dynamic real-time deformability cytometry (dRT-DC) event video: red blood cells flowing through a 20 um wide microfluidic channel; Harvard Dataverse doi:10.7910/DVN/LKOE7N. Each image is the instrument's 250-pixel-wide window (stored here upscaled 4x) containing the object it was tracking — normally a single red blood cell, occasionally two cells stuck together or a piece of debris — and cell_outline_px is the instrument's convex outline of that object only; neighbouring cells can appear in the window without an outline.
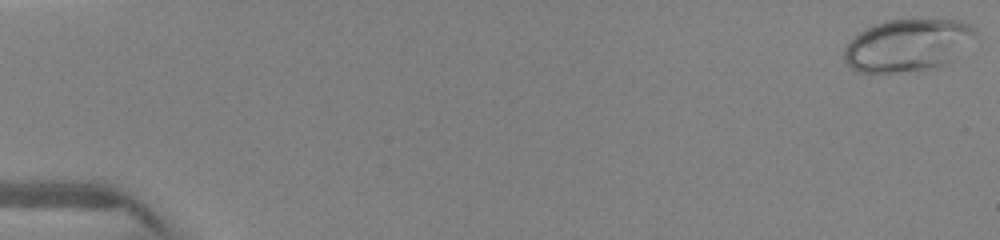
{"species": "human", "species_latin": "Homo sapiens", "temperature_condition": "warm", "stored_images_in_passage": 52, "camera_frame_rate_fps": 3000, "um_per_image_px": 0.085, "donor": {"sex": "female"}, "frame": {"image": 1, "passage_image": 1, "time_ms": 0.0, "image_size_px": [1000, 240], "cell_outline_px": [[976, 36], [956, 60], [944, 64], [928, 68], [892, 72], [856, 72], [844, 60], [844, 48], [848, 40], [860, 32], [876, 24], [888, 20], [964, 20], [976, 28]], "centroid_in_image_um": [77.18, 3.83], "position_along_channel_um": 7.8, "area_um2": 40.0}}
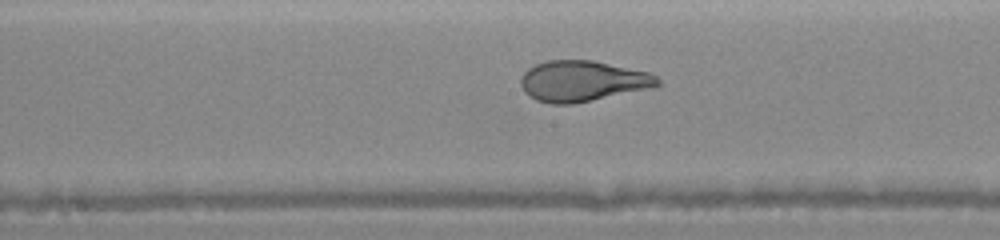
{"frame": {"image": 2, "passage_image": 21, "time_ms": 8.0, "image_size_px": [1000, 240], "cell_outline_px": [[660, 84], [656, 88], [572, 104], [552, 104], [536, 100], [528, 96], [524, 92], [520, 84], [520, 80], [524, 72], [528, 68], [536, 64], [548, 60], [592, 60], [648, 72], [656, 76], [660, 80]], "centroid_in_image_um": [49.53, 6.9], "position_along_channel_um": 198.7, "area_um2": 32.77}}
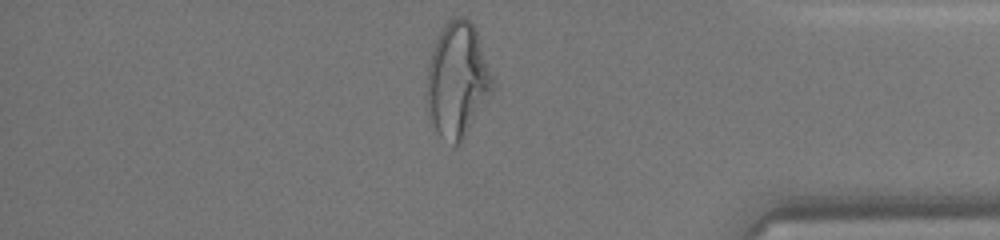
{"frame": {"image": 3, "passage_image": 42, "time_ms": 13.0, "image_size_px": [1000, 240], "cell_outline_px": [[492, 88], [464, 140], [456, 148], [440, 136], [436, 132], [428, 120], [428, 64], [436, 40], [444, 24], [452, 16], [464, 16], [476, 28], [492, 76]], "centroid_in_image_um": [38.86, 6.82], "position_along_channel_um": 396.3, "area_um2": 43.64}}